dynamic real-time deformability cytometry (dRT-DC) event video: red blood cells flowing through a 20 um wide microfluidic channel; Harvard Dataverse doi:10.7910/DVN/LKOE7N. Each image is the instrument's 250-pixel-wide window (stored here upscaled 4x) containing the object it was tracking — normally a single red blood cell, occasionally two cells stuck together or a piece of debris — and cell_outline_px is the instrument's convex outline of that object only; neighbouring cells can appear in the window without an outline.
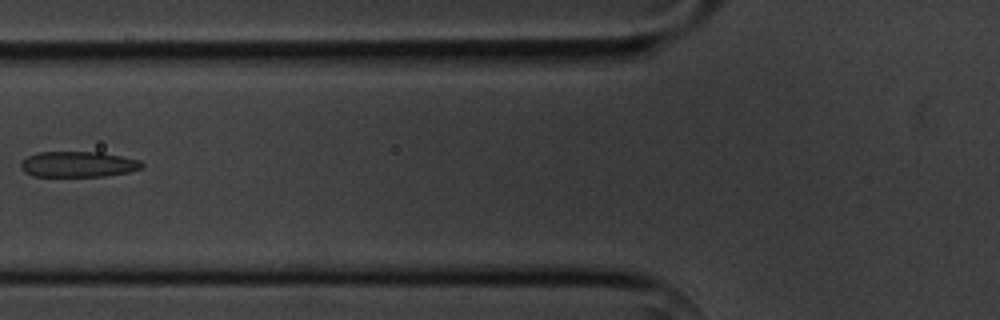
{"species": "common noctule bat (a hibernating species)", "species_latin": "Nyctalus noctula", "temperature_condition": "cold", "stored_images_in_passage": 5, "camera_frame_rate_fps": 3000, "um_per_image_px": 0.085, "animal": {"sex": "male", "body_mass_g": 20.1, "forearm_length_mm": 53.5}, "frame": {"image": 1, "passage_image": 4, "time_ms": 4.667, "image_size_px": [1000, 320], "cell_outline_px": [[144, 168], [128, 172], [104, 176], [32, 176], [24, 172], [20, 168], [20, 164], [28, 156], [36, 152], [100, 152], [140, 160], [144, 164]], "centroid_in_image_um": [6.64, 13.96], "position_along_channel_um": 119.2, "area_um2": 18.15}}
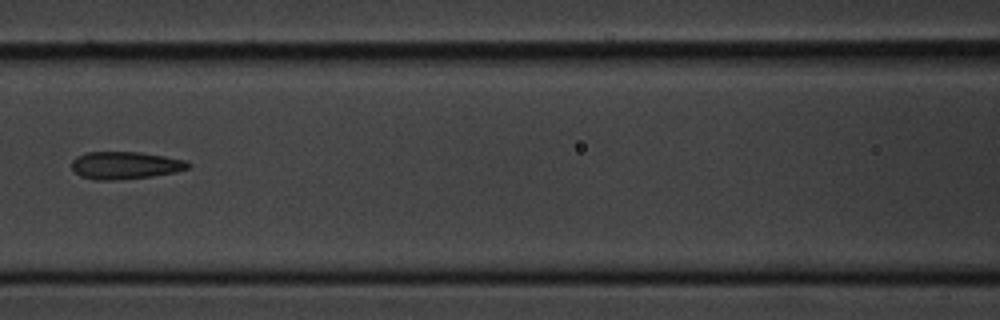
{"frame": {"image": 2, "passage_image": 5, "time_ms": 5.667, "image_size_px": [1000, 320], "cell_outline_px": [[192, 164], [188, 168], [176, 172], [152, 176], [116, 180], [96, 180], [80, 176], [72, 168], [72, 160], [76, 156], [88, 152], [140, 152], [164, 156], [184, 160]], "centroid_in_image_um": [10.63, 14.05], "position_along_channel_um": 156.0, "area_um2": 18.61}}